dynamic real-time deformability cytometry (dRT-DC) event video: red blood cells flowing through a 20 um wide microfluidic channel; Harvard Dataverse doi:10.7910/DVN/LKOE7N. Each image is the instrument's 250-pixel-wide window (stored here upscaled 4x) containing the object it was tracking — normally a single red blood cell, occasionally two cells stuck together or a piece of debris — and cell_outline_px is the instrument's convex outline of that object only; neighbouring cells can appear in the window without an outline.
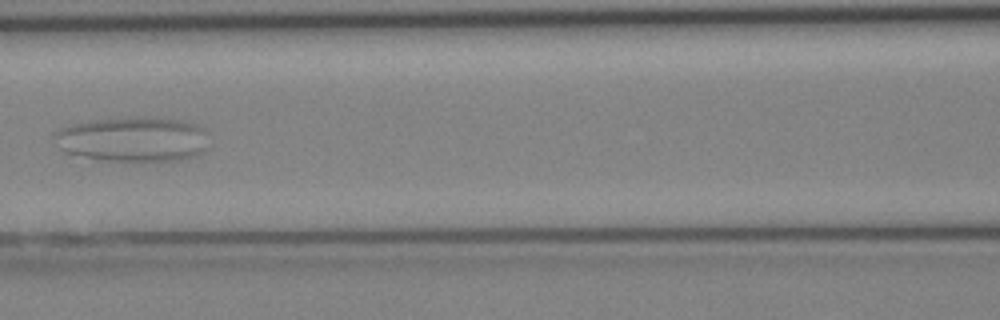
{"species": "Egyptian fruit bat (a non-hibernating species)", "species_latin": "Rousettus aegyptiacus", "temperature_condition": "cold", "stored_images_in_passage": 34, "camera_frame_rate_fps": 3000, "um_per_image_px": 0.085, "animal": {"sex": "female"}, "frame": {"image": 1, "passage_image": 14, "time_ms": 4.333, "image_size_px": [1000, 320], "cell_outline_px": [[208, 132], [204, 148], [196, 156], [176, 160], [96, 160], [64, 152], [60, 148], [52, 136], [52, 132], [60, 128], [72, 124], [96, 120], [176, 120], [196, 124], [204, 128]], "centroid_in_image_um": [11.23, 11.88], "position_along_channel_um": 155.4, "area_um2": 39.13}}
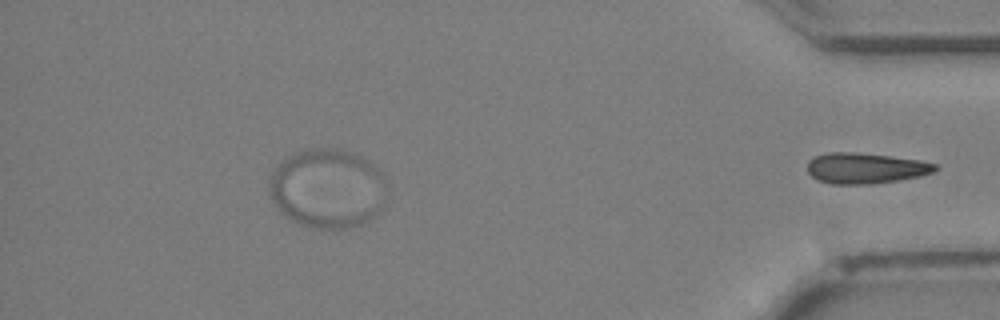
{"frame": {"image": 2, "passage_image": 34, "time_ms": 11.0, "image_size_px": [1000, 320], "cell_outline_px": [[940, 168], [932, 172], [920, 176], [872, 184], [832, 184], [816, 180], [808, 172], [808, 160], [816, 156], [828, 152], [856, 152], [920, 160], [936, 164]], "centroid_in_image_um": [73.55, 14.29], "position_along_channel_um": 361.7, "area_um2": 22.83}}